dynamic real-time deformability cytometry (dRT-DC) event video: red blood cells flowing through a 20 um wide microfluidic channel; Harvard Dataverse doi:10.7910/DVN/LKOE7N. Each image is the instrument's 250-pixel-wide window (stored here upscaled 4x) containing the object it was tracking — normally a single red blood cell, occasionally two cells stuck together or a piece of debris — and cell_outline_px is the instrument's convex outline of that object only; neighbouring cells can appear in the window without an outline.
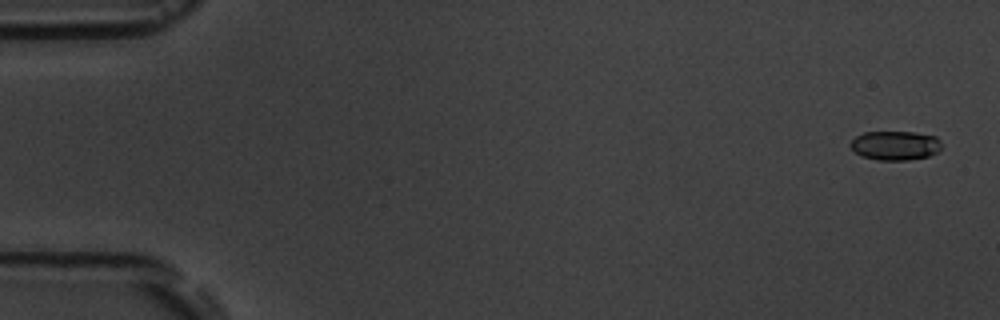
{"species": "common noctule bat (a hibernating species)", "species_latin": "Nyctalus noctula", "temperature_condition": "room temperature", "stored_images_in_passage": 5, "camera_frame_rate_fps": 3000, "um_per_image_px": 0.085, "animal": {"sex": "male", "body_mass_g": 19.5, "forearm_length_mm": 54.6}, "frame": {"image": 1, "passage_image": 1, "time_ms": 0.0, "image_size_px": [1000, 320], "cell_outline_px": [[940, 148], [936, 152], [928, 156], [908, 160], [876, 160], [860, 156], [848, 144], [856, 136], [864, 132], [916, 132], [936, 136], [940, 140]], "centroid_in_image_um": [76.07, 12.36], "position_along_channel_um": 8.9, "area_um2": 15.55}}
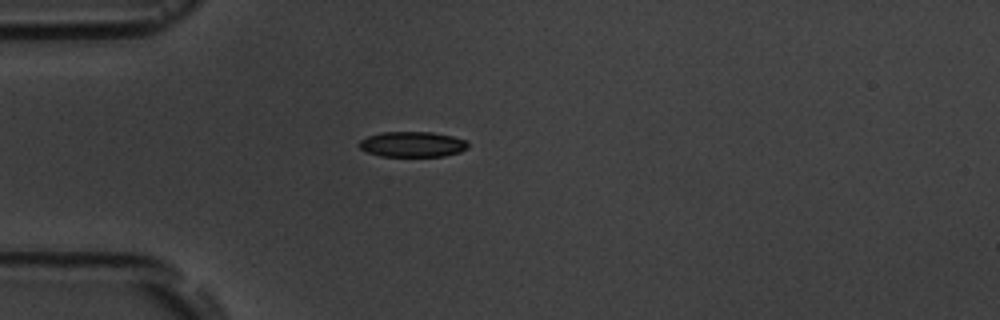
{"frame": {"image": 2, "passage_image": 5, "time_ms": 4.667, "image_size_px": [1000, 320], "cell_outline_px": [[468, 148], [460, 152], [444, 156], [380, 156], [368, 152], [360, 148], [356, 144], [360, 140], [368, 136], [380, 132], [432, 132], [452, 136], [468, 140]], "centroid_in_image_um": [35.06, 12.26], "position_along_channel_um": 49.9, "area_um2": 16.24}}